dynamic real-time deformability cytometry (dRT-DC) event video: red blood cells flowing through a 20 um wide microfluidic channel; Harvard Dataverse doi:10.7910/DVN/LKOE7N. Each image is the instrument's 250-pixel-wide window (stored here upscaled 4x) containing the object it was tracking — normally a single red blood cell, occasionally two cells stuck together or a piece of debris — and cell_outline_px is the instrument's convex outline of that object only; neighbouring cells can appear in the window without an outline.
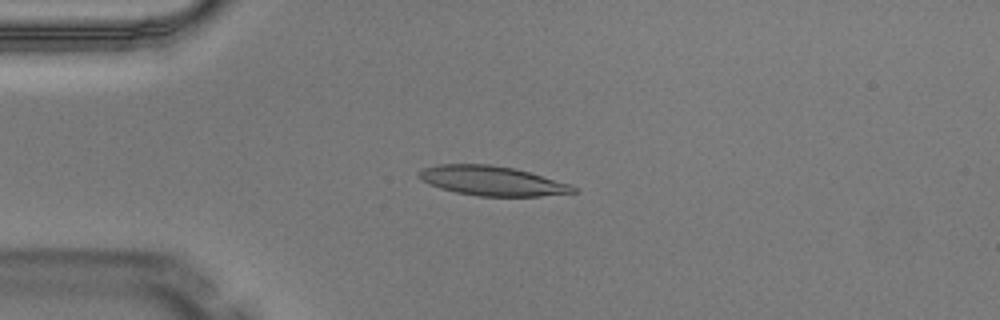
{"species": "Egyptian fruit bat (a non-hibernating species)", "species_latin": "Rousettus aegyptiacus", "temperature_condition": "warm", "stored_images_in_passage": 6, "camera_frame_rate_fps": 3000, "um_per_image_px": 0.085, "animal": {"sex": "male"}, "frame": {"image": 1, "passage_image": 4, "time_ms": 1.0, "image_size_px": [1000, 320], "cell_outline_px": [[576, 192], [540, 196], [476, 196], [456, 192], [440, 188], [428, 184], [420, 180], [416, 176], [416, 172], [424, 168], [440, 164], [488, 164], [512, 168], [528, 172], [572, 184], [576, 188]], "centroid_in_image_um": [41.77, 15.37], "position_along_channel_um": 43.2, "area_um2": 26.59}}
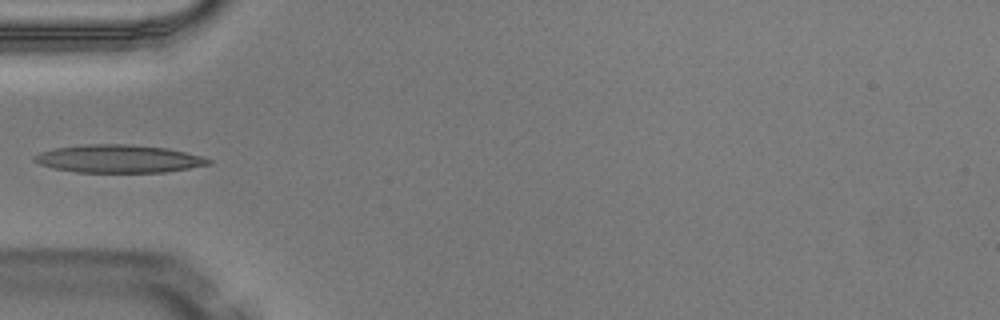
{"frame": {"image": 2, "passage_image": 5, "time_ms": 1.333, "image_size_px": [1000, 320], "cell_outline_px": [[212, 164], [164, 172], [76, 172], [52, 168], [40, 164], [32, 160], [32, 156], [40, 152], [56, 148], [84, 144], [132, 144], [168, 148], [200, 156], [212, 160]], "centroid_in_image_um": [10.05, 13.49], "position_along_channel_um": 74.9, "area_um2": 28.32}}